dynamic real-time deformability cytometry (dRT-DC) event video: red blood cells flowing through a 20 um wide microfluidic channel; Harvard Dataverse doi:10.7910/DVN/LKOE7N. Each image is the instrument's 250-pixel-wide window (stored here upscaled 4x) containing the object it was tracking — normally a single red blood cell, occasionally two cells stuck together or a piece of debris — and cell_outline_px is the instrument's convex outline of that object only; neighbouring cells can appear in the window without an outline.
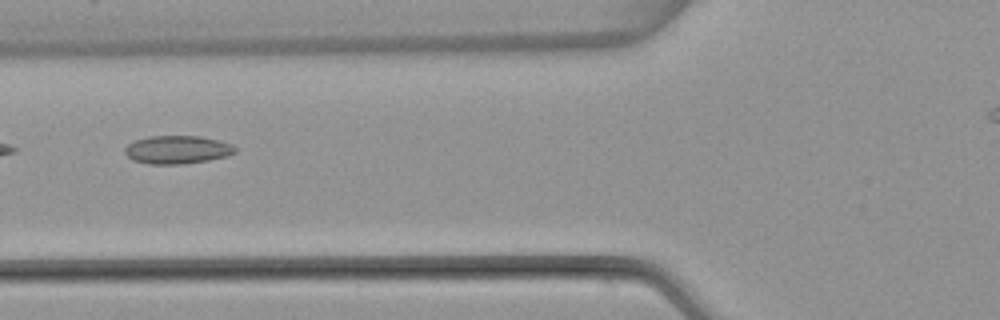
{"species": "common noctule bat (a hibernating species)", "species_latin": "Nyctalus noctula", "temperature_condition": "warm", "stored_images_in_passage": 6, "camera_frame_rate_fps": 3000, "um_per_image_px": 0.085, "animal": {"sex": "female", "body_mass_g": 22.7, "forearm_length_mm": 54.2}, "frame": {"image": 1, "passage_image": 6, "time_ms": 6.667, "image_size_px": [1000, 320], "cell_outline_px": [[236, 152], [228, 156], [208, 160], [184, 164], [148, 164], [132, 160], [124, 152], [124, 148], [128, 144], [136, 140], [148, 136], [200, 136], [232, 144], [236, 148]], "centroid_in_image_um": [15.06, 12.73], "position_along_channel_um": 110.7, "area_um2": 18.15}}